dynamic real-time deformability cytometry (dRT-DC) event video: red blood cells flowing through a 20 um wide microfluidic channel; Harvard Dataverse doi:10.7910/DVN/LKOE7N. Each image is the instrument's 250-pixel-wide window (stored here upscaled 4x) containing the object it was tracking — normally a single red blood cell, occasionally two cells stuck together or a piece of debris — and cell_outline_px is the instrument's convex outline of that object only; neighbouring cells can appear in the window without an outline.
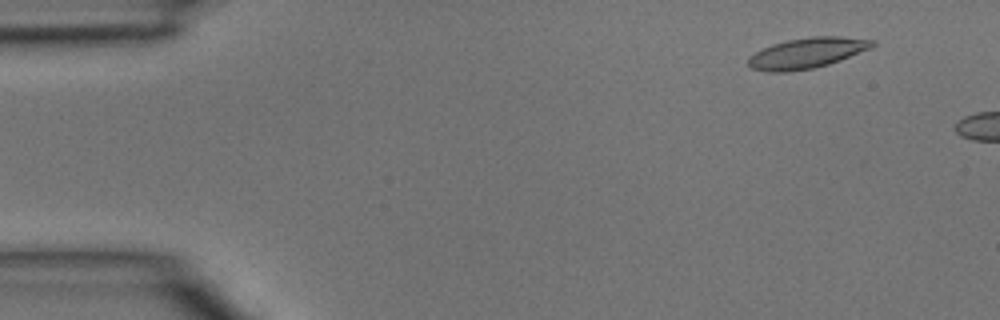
{"species": "common noctule bat (a hibernating species)", "species_latin": "Nyctalus noctula", "temperature_condition": "room temperature", "stored_images_in_passage": 7, "camera_frame_rate_fps": 3000, "um_per_image_px": 0.085, "animal": {"sex": "male", "body_mass_g": 15.6}, "frame": {"image": 1, "passage_image": 4, "time_ms": 1.0, "image_size_px": [1000, 320], "cell_outline_px": [[876, 44], [872, 48], [840, 60], [828, 64], [812, 68], [784, 72], [768, 72], [752, 68], [748, 64], [748, 56], [772, 44], [788, 40], [812, 36], [840, 36], [876, 40]], "centroid_in_image_um": [68.62, 4.5], "position_along_channel_um": 16.4, "area_um2": 22.02}}